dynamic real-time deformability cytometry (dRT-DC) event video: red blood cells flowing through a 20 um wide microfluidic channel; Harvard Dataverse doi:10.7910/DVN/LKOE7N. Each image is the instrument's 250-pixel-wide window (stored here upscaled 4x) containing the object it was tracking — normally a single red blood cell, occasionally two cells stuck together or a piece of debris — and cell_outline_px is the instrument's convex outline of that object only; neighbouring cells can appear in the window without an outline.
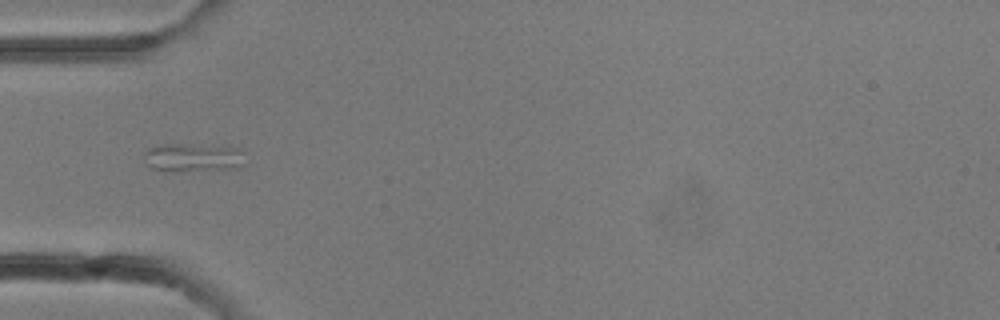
{"species": "common noctule bat (a hibernating species)", "species_latin": "Nyctalus noctula", "temperature_condition": "room temperature", "stored_images_in_passage": 24, "camera_frame_rate_fps": 3000, "um_per_image_px": 0.085, "animal": {"sex": "female"}, "frame": {"image": 1, "passage_image": 4, "time_ms": 1.0, "image_size_px": [1000, 320], "cell_outline_px": [[244, 164], [236, 168], [176, 172], [164, 172], [152, 168], [148, 164], [144, 156], [144, 152], [148, 148], [164, 144], [188, 144], [240, 148], [244, 152]], "centroid_in_image_um": [16.41, 13.4], "position_along_channel_um": 68.6, "area_um2": 16.99}}
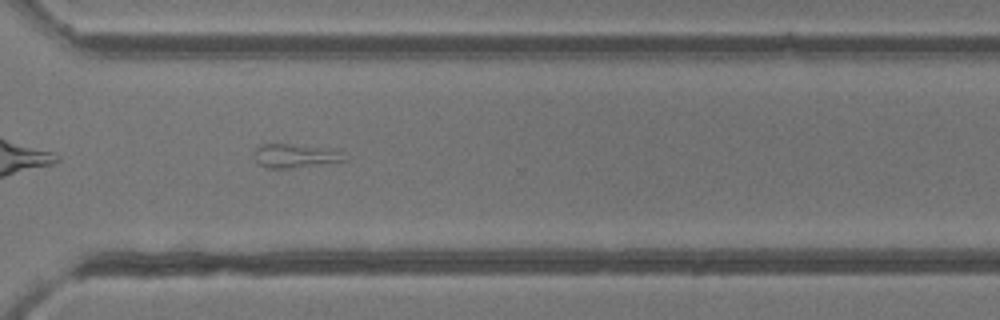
{"frame": {"image": 2, "passage_image": 16, "time_ms": 5.0, "image_size_px": [1000, 320], "cell_outline_px": [[348, 160], [288, 168], [268, 168], [260, 164], [256, 160], [252, 152], [256, 148], [264, 144], [288, 144], [320, 148], [340, 152]], "centroid_in_image_um": [25.0, 13.25], "position_along_channel_um": 345.6, "area_um2": 11.96}}
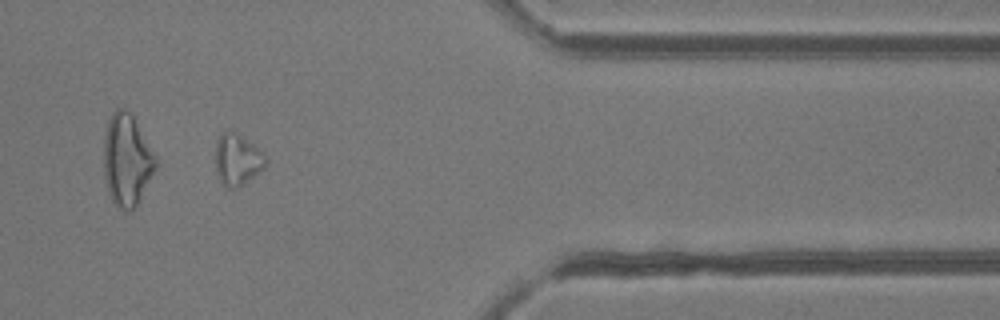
{"frame": {"image": 3, "passage_image": 19, "time_ms": 6.0, "image_size_px": [1000, 320], "cell_outline_px": [[268, 164], [264, 168], [236, 188], [228, 188], [224, 184], [216, 172], [216, 140], [224, 132], [232, 132], [240, 136], [264, 152], [268, 160]], "centroid_in_image_um": [20.2, 13.57], "position_along_channel_um": 391.2, "area_um2": 14.62}}